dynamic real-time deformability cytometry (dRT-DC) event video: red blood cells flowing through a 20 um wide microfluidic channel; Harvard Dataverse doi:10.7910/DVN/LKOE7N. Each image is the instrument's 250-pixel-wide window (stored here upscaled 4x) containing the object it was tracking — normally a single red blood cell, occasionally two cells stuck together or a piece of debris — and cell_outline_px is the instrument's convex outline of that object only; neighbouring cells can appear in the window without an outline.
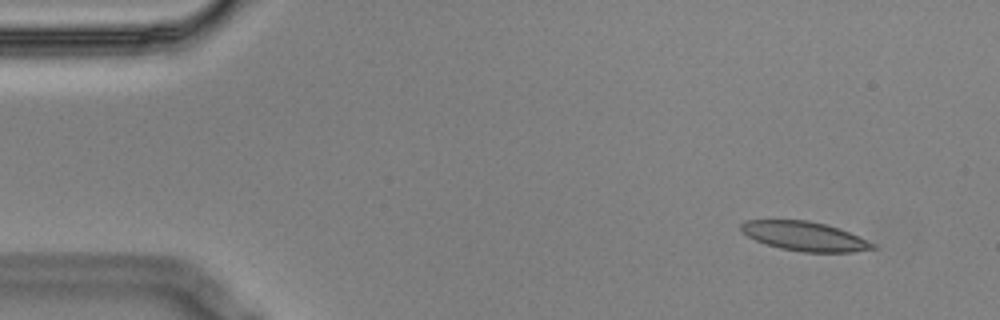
{"species": "Egyptian fruit bat (a non-hibernating species)", "species_latin": "Rousettus aegyptiacus", "temperature_condition": "cold", "stored_images_in_passage": 6, "camera_frame_rate_fps": 3000, "um_per_image_px": 0.085, "animal": {"sex": "male"}, "frame": {"image": 1, "passage_image": 1, "time_ms": 0.0, "image_size_px": [1000, 320], "cell_outline_px": [[876, 248], [852, 252], [804, 252], [780, 248], [764, 244], [748, 236], [740, 228], [740, 224], [744, 220], [808, 220], [824, 224], [848, 232], [876, 244]], "centroid_in_image_um": [68.36, 20.08], "position_along_channel_um": 16.6, "area_um2": 22.2}}
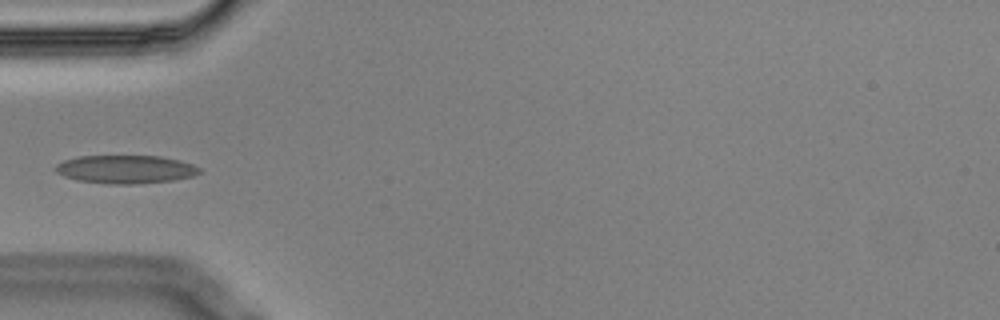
{"frame": {"image": 2, "passage_image": 4, "time_ms": 1.0, "image_size_px": [1000, 320], "cell_outline_px": [[200, 172], [192, 176], [172, 180], [136, 184], [112, 184], [76, 180], [64, 176], [56, 172], [56, 164], [64, 160], [80, 156], [160, 156], [180, 160], [192, 164], [200, 168]], "centroid_in_image_um": [10.67, 14.39], "position_along_channel_um": 74.3, "area_um2": 23.58}}
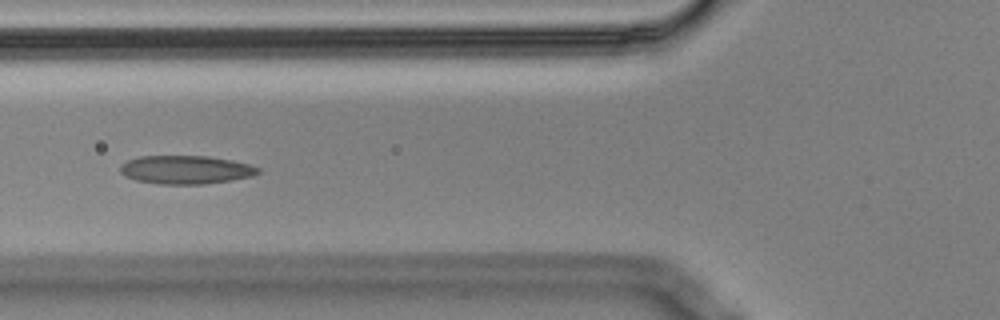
{"frame": {"image": 3, "passage_image": 5, "time_ms": 1.333, "image_size_px": [1000, 320], "cell_outline_px": [[260, 172], [252, 176], [232, 180], [204, 184], [160, 184], [136, 180], [124, 176], [120, 172], [120, 168], [128, 160], [140, 156], [208, 156], [232, 160], [248, 164], [260, 168]], "centroid_in_image_um": [15.81, 14.43], "position_along_channel_um": 110.0, "area_um2": 22.77}}